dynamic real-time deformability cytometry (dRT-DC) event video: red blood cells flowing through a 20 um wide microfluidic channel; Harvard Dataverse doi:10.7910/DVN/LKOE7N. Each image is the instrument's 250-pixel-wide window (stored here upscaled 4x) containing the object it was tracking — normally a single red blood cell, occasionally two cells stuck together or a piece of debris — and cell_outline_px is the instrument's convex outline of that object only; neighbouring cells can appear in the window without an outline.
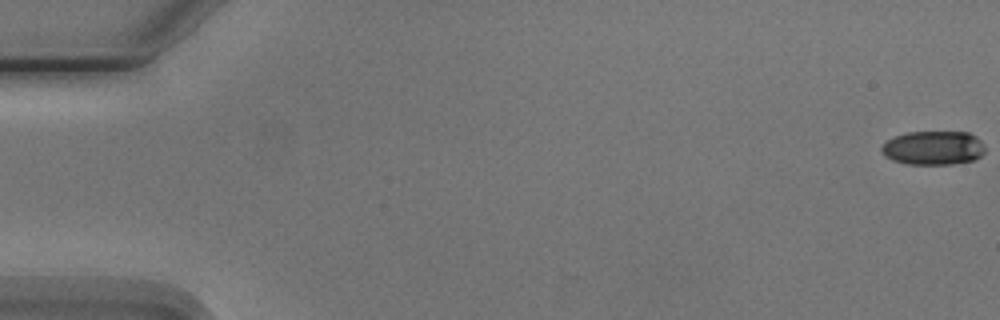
{"species": "Egyptian fruit bat (a non-hibernating species)", "species_latin": "Rousettus aegyptiacus", "temperature_condition": "cold", "stored_images_in_passage": 9, "camera_frame_rate_fps": 3000, "um_per_image_px": 0.085, "animal": {"sex": "male"}, "frame": {"image": 1, "passage_image": 1, "time_ms": 0.0, "image_size_px": [1000, 320], "cell_outline_px": [[984, 152], [976, 160], [952, 164], [908, 164], [892, 160], [884, 156], [880, 152], [880, 148], [888, 140], [896, 136], [908, 132], [968, 132], [976, 136], [984, 144]], "centroid_in_image_um": [79.34, 12.58], "position_along_channel_um": 5.7, "area_um2": 20.58}}
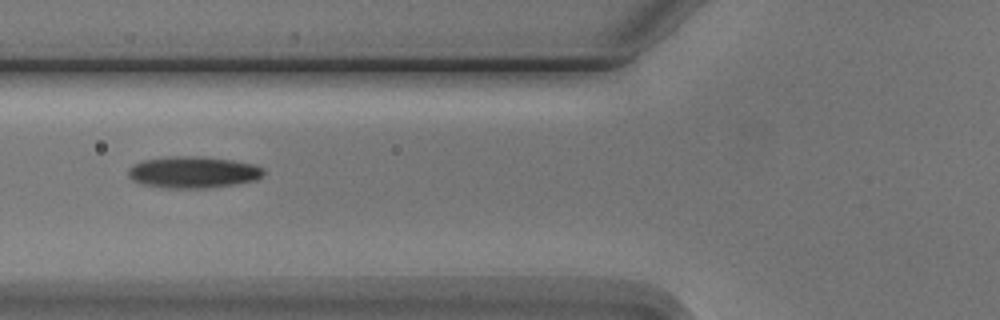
{"frame": {"image": 2, "passage_image": 6, "time_ms": 7.0, "image_size_px": [1000, 320], "cell_outline_px": [[264, 172], [256, 180], [208, 188], [164, 188], [140, 184], [132, 180], [128, 176], [128, 168], [144, 160], [168, 156], [204, 156], [232, 160], [252, 164], [264, 168]], "centroid_in_image_um": [16.38, 14.64], "position_along_channel_um": 109.4, "area_um2": 24.97}}
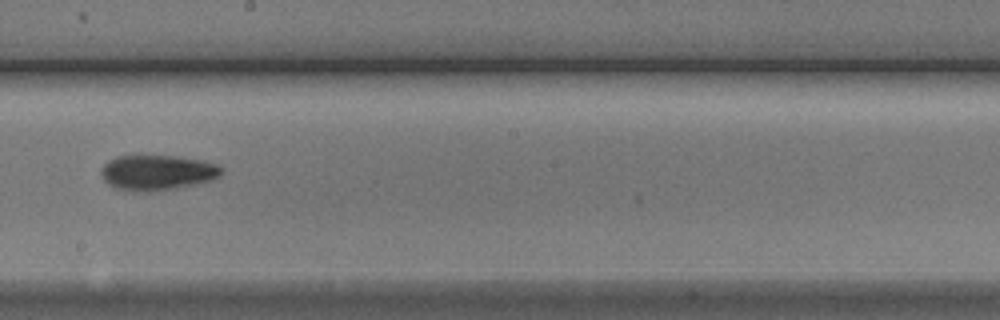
{"frame": {"image": 3, "passage_image": 9, "time_ms": 10.333, "image_size_px": [1000, 320], "cell_outline_px": [[224, 172], [220, 176], [212, 180], [176, 188], [148, 192], [132, 192], [116, 188], [108, 184], [104, 180], [100, 172], [100, 168], [108, 160], [116, 156], [176, 156], [204, 160], [216, 164], [224, 168]], "centroid_in_image_um": [13.37, 14.67], "position_along_channel_um": 234.8, "area_um2": 25.03}}